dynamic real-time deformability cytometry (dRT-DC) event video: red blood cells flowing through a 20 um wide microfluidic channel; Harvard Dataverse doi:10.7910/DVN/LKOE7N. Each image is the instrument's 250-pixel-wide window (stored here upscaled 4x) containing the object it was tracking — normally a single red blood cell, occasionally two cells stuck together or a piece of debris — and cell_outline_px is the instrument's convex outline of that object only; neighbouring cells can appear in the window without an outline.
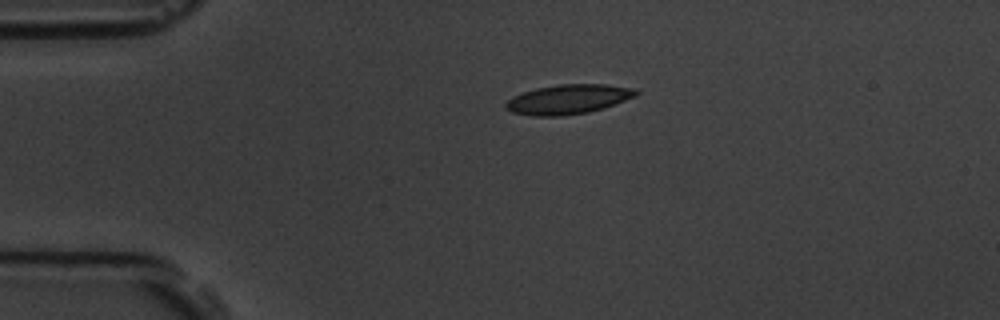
{"species": "common noctule bat (a hibernating species)", "species_latin": "Nyctalus noctula", "temperature_condition": "room temperature", "stored_images_in_passage": 3, "camera_frame_rate_fps": 3000, "um_per_image_px": 0.085, "animal": {"sex": "male", "body_mass_g": 19.5, "forearm_length_mm": 54.6}, "frame": {"image": 1, "passage_image": 1, "time_ms": 0.0, "image_size_px": [1000, 320], "cell_outline_px": [[640, 92], [636, 96], [604, 108], [588, 112], [560, 116], [532, 116], [512, 112], [504, 108], [504, 104], [512, 96], [536, 88], [560, 84], [604, 84], [636, 88]], "centroid_in_image_um": [48.3, 8.44], "position_along_channel_um": 36.7, "area_um2": 22.54}}
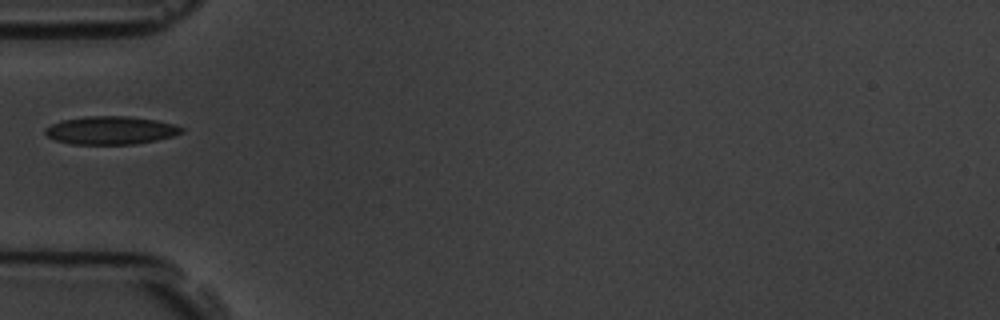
{"frame": {"image": 2, "passage_image": 3, "time_ms": 2.0, "image_size_px": [1000, 320], "cell_outline_px": [[184, 132], [172, 136], [156, 140], [136, 144], [72, 144], [56, 140], [48, 136], [44, 132], [44, 128], [60, 120], [84, 116], [128, 116], [156, 120], [172, 124], [184, 128]], "centroid_in_image_um": [9.39, 11.07], "position_along_channel_um": 75.6, "area_um2": 22.37}}